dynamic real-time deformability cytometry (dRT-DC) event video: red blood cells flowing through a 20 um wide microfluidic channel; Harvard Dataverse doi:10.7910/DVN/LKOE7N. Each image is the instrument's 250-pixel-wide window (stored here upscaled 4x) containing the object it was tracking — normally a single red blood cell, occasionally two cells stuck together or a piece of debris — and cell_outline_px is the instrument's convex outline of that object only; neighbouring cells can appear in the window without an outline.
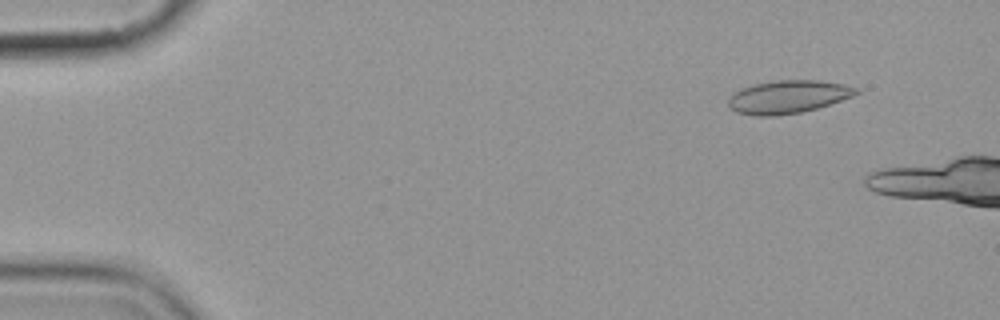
{"species": "common noctule bat (a hibernating species)", "species_latin": "Nyctalus noctula", "temperature_condition": "cold", "stored_images_in_passage": 3, "camera_frame_rate_fps": 3000, "um_per_image_px": 0.085, "animal": {"sex": "female", "body_mass_g": 19.9}, "frame": {"image": 1, "passage_image": 1, "time_ms": 0.0, "image_size_px": [1000, 320], "cell_outline_px": [[860, 92], [852, 96], [816, 108], [800, 112], [772, 116], [756, 116], [736, 112], [728, 104], [728, 96], [732, 92], [740, 88], [756, 84], [776, 80], [820, 80], [844, 84], [860, 88]], "centroid_in_image_um": [66.96, 8.22], "position_along_channel_um": 18.0, "area_um2": 24.57}}